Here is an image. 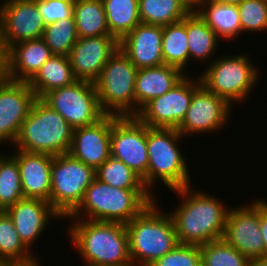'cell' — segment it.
Masks as SVG:
<instances>
[{"label":"cell","instance_id":"1","mask_svg":"<svg viewBox=\"0 0 267 266\" xmlns=\"http://www.w3.org/2000/svg\"><path fill=\"white\" fill-rule=\"evenodd\" d=\"M192 187L172 190L181 199L169 213L179 243L202 245L222 239L230 207L214 195Z\"/></svg>","mask_w":267,"mask_h":266},{"label":"cell","instance_id":"2","mask_svg":"<svg viewBox=\"0 0 267 266\" xmlns=\"http://www.w3.org/2000/svg\"><path fill=\"white\" fill-rule=\"evenodd\" d=\"M71 220L67 236L86 266H133L124 223Z\"/></svg>","mask_w":267,"mask_h":266},{"label":"cell","instance_id":"3","mask_svg":"<svg viewBox=\"0 0 267 266\" xmlns=\"http://www.w3.org/2000/svg\"><path fill=\"white\" fill-rule=\"evenodd\" d=\"M156 196L148 189L112 187L95 177L86 189L82 202L64 220L85 219L126 224L153 203Z\"/></svg>","mask_w":267,"mask_h":266},{"label":"cell","instance_id":"4","mask_svg":"<svg viewBox=\"0 0 267 266\" xmlns=\"http://www.w3.org/2000/svg\"><path fill=\"white\" fill-rule=\"evenodd\" d=\"M156 202L125 224L133 266H149L179 244L171 216Z\"/></svg>","mask_w":267,"mask_h":266},{"label":"cell","instance_id":"5","mask_svg":"<svg viewBox=\"0 0 267 266\" xmlns=\"http://www.w3.org/2000/svg\"><path fill=\"white\" fill-rule=\"evenodd\" d=\"M181 133L174 128H151L147 126V189L152 195L158 180L172 190L191 185V175L179 142ZM157 181V182H156Z\"/></svg>","mask_w":267,"mask_h":266},{"label":"cell","instance_id":"6","mask_svg":"<svg viewBox=\"0 0 267 266\" xmlns=\"http://www.w3.org/2000/svg\"><path fill=\"white\" fill-rule=\"evenodd\" d=\"M73 128L41 98H36L14 143L16 150L57 156L69 153Z\"/></svg>","mask_w":267,"mask_h":266},{"label":"cell","instance_id":"7","mask_svg":"<svg viewBox=\"0 0 267 266\" xmlns=\"http://www.w3.org/2000/svg\"><path fill=\"white\" fill-rule=\"evenodd\" d=\"M208 65L199 75L201 83L231 106L250 98L259 82L260 70L246 54L216 57Z\"/></svg>","mask_w":267,"mask_h":266},{"label":"cell","instance_id":"8","mask_svg":"<svg viewBox=\"0 0 267 266\" xmlns=\"http://www.w3.org/2000/svg\"><path fill=\"white\" fill-rule=\"evenodd\" d=\"M138 69L119 49L110 57L94 82L105 114L135 116V81Z\"/></svg>","mask_w":267,"mask_h":266},{"label":"cell","instance_id":"9","mask_svg":"<svg viewBox=\"0 0 267 266\" xmlns=\"http://www.w3.org/2000/svg\"><path fill=\"white\" fill-rule=\"evenodd\" d=\"M95 170L70 153L53 157L50 204L63 217H68L82 202L86 189L95 178Z\"/></svg>","mask_w":267,"mask_h":266},{"label":"cell","instance_id":"10","mask_svg":"<svg viewBox=\"0 0 267 266\" xmlns=\"http://www.w3.org/2000/svg\"><path fill=\"white\" fill-rule=\"evenodd\" d=\"M41 99L73 129L94 124L105 115L100 108L95 85L89 81L76 80L68 86L51 90Z\"/></svg>","mask_w":267,"mask_h":266},{"label":"cell","instance_id":"11","mask_svg":"<svg viewBox=\"0 0 267 266\" xmlns=\"http://www.w3.org/2000/svg\"><path fill=\"white\" fill-rule=\"evenodd\" d=\"M111 157L138 174L147 188V125L136 116L111 115Z\"/></svg>","mask_w":267,"mask_h":266},{"label":"cell","instance_id":"12","mask_svg":"<svg viewBox=\"0 0 267 266\" xmlns=\"http://www.w3.org/2000/svg\"><path fill=\"white\" fill-rule=\"evenodd\" d=\"M201 84L199 75L195 78L186 75L167 93L146 103L135 116L151 128L177 129L186 115L193 93Z\"/></svg>","mask_w":267,"mask_h":266},{"label":"cell","instance_id":"13","mask_svg":"<svg viewBox=\"0 0 267 266\" xmlns=\"http://www.w3.org/2000/svg\"><path fill=\"white\" fill-rule=\"evenodd\" d=\"M45 27L37 0H2L0 3V49L3 54L19 42L42 38Z\"/></svg>","mask_w":267,"mask_h":266},{"label":"cell","instance_id":"14","mask_svg":"<svg viewBox=\"0 0 267 266\" xmlns=\"http://www.w3.org/2000/svg\"><path fill=\"white\" fill-rule=\"evenodd\" d=\"M232 107L201 84L193 93L190 106L177 130L183 139L192 134L216 133L229 122Z\"/></svg>","mask_w":267,"mask_h":266},{"label":"cell","instance_id":"15","mask_svg":"<svg viewBox=\"0 0 267 266\" xmlns=\"http://www.w3.org/2000/svg\"><path fill=\"white\" fill-rule=\"evenodd\" d=\"M222 239L249 260L264 257L260 229V199L229 209Z\"/></svg>","mask_w":267,"mask_h":266},{"label":"cell","instance_id":"16","mask_svg":"<svg viewBox=\"0 0 267 266\" xmlns=\"http://www.w3.org/2000/svg\"><path fill=\"white\" fill-rule=\"evenodd\" d=\"M35 100L28 82L0 78V145L13 147Z\"/></svg>","mask_w":267,"mask_h":266},{"label":"cell","instance_id":"17","mask_svg":"<svg viewBox=\"0 0 267 266\" xmlns=\"http://www.w3.org/2000/svg\"><path fill=\"white\" fill-rule=\"evenodd\" d=\"M117 49L119 41L112 35L78 38L68 55L76 79L94 83Z\"/></svg>","mask_w":267,"mask_h":266},{"label":"cell","instance_id":"18","mask_svg":"<svg viewBox=\"0 0 267 266\" xmlns=\"http://www.w3.org/2000/svg\"><path fill=\"white\" fill-rule=\"evenodd\" d=\"M5 211L12 219L20 240L30 251L49 221L64 219L48 201L40 199L23 198Z\"/></svg>","mask_w":267,"mask_h":266},{"label":"cell","instance_id":"19","mask_svg":"<svg viewBox=\"0 0 267 266\" xmlns=\"http://www.w3.org/2000/svg\"><path fill=\"white\" fill-rule=\"evenodd\" d=\"M110 136L111 115L105 114L94 124L73 129L69 153L96 170L111 156Z\"/></svg>","mask_w":267,"mask_h":266},{"label":"cell","instance_id":"20","mask_svg":"<svg viewBox=\"0 0 267 266\" xmlns=\"http://www.w3.org/2000/svg\"><path fill=\"white\" fill-rule=\"evenodd\" d=\"M163 26L140 23L119 41L120 50L137 69L164 64Z\"/></svg>","mask_w":267,"mask_h":266},{"label":"cell","instance_id":"21","mask_svg":"<svg viewBox=\"0 0 267 266\" xmlns=\"http://www.w3.org/2000/svg\"><path fill=\"white\" fill-rule=\"evenodd\" d=\"M52 55L42 38L19 42L3 54V76L29 82Z\"/></svg>","mask_w":267,"mask_h":266},{"label":"cell","instance_id":"22","mask_svg":"<svg viewBox=\"0 0 267 266\" xmlns=\"http://www.w3.org/2000/svg\"><path fill=\"white\" fill-rule=\"evenodd\" d=\"M24 198L40 199L50 203L51 167L53 155L15 150Z\"/></svg>","mask_w":267,"mask_h":266},{"label":"cell","instance_id":"23","mask_svg":"<svg viewBox=\"0 0 267 266\" xmlns=\"http://www.w3.org/2000/svg\"><path fill=\"white\" fill-rule=\"evenodd\" d=\"M187 71L170 66L160 65L138 69L135 81V115L153 98L162 96L179 83Z\"/></svg>","mask_w":267,"mask_h":266},{"label":"cell","instance_id":"24","mask_svg":"<svg viewBox=\"0 0 267 266\" xmlns=\"http://www.w3.org/2000/svg\"><path fill=\"white\" fill-rule=\"evenodd\" d=\"M194 11L219 39L230 41L237 38L238 35H242L237 5L203 0Z\"/></svg>","mask_w":267,"mask_h":266},{"label":"cell","instance_id":"25","mask_svg":"<svg viewBox=\"0 0 267 266\" xmlns=\"http://www.w3.org/2000/svg\"><path fill=\"white\" fill-rule=\"evenodd\" d=\"M68 56L52 55L28 82L36 98L76 81Z\"/></svg>","mask_w":267,"mask_h":266},{"label":"cell","instance_id":"26","mask_svg":"<svg viewBox=\"0 0 267 266\" xmlns=\"http://www.w3.org/2000/svg\"><path fill=\"white\" fill-rule=\"evenodd\" d=\"M33 253L20 240L7 212L0 210V265H33L39 261Z\"/></svg>","mask_w":267,"mask_h":266},{"label":"cell","instance_id":"27","mask_svg":"<svg viewBox=\"0 0 267 266\" xmlns=\"http://www.w3.org/2000/svg\"><path fill=\"white\" fill-rule=\"evenodd\" d=\"M186 33L189 47L190 61L195 58L201 62H210L214 58L221 40L216 33L199 17L195 11L186 16ZM213 55V58H212Z\"/></svg>","mask_w":267,"mask_h":266},{"label":"cell","instance_id":"28","mask_svg":"<svg viewBox=\"0 0 267 266\" xmlns=\"http://www.w3.org/2000/svg\"><path fill=\"white\" fill-rule=\"evenodd\" d=\"M110 35L120 41L141 23L139 0H102Z\"/></svg>","mask_w":267,"mask_h":266},{"label":"cell","instance_id":"29","mask_svg":"<svg viewBox=\"0 0 267 266\" xmlns=\"http://www.w3.org/2000/svg\"><path fill=\"white\" fill-rule=\"evenodd\" d=\"M73 16L79 38L110 35L102 0H77Z\"/></svg>","mask_w":267,"mask_h":266},{"label":"cell","instance_id":"30","mask_svg":"<svg viewBox=\"0 0 267 266\" xmlns=\"http://www.w3.org/2000/svg\"><path fill=\"white\" fill-rule=\"evenodd\" d=\"M162 54L164 64L177 67L183 72L188 67L190 55L186 33V17L181 21L163 26Z\"/></svg>","mask_w":267,"mask_h":266},{"label":"cell","instance_id":"31","mask_svg":"<svg viewBox=\"0 0 267 266\" xmlns=\"http://www.w3.org/2000/svg\"><path fill=\"white\" fill-rule=\"evenodd\" d=\"M190 12L181 0H139L141 23L166 26L183 20Z\"/></svg>","mask_w":267,"mask_h":266},{"label":"cell","instance_id":"32","mask_svg":"<svg viewBox=\"0 0 267 266\" xmlns=\"http://www.w3.org/2000/svg\"><path fill=\"white\" fill-rule=\"evenodd\" d=\"M17 159L0 152V210H6L23 199Z\"/></svg>","mask_w":267,"mask_h":266},{"label":"cell","instance_id":"33","mask_svg":"<svg viewBox=\"0 0 267 266\" xmlns=\"http://www.w3.org/2000/svg\"><path fill=\"white\" fill-rule=\"evenodd\" d=\"M79 36L74 16L47 24L42 39L53 55L68 56Z\"/></svg>","mask_w":267,"mask_h":266},{"label":"cell","instance_id":"34","mask_svg":"<svg viewBox=\"0 0 267 266\" xmlns=\"http://www.w3.org/2000/svg\"><path fill=\"white\" fill-rule=\"evenodd\" d=\"M100 181L121 189H147L142 178L131 170L124 162L109 157L95 170Z\"/></svg>","mask_w":267,"mask_h":266},{"label":"cell","instance_id":"35","mask_svg":"<svg viewBox=\"0 0 267 266\" xmlns=\"http://www.w3.org/2000/svg\"><path fill=\"white\" fill-rule=\"evenodd\" d=\"M201 266H248L249 259L223 239L200 245Z\"/></svg>","mask_w":267,"mask_h":266},{"label":"cell","instance_id":"36","mask_svg":"<svg viewBox=\"0 0 267 266\" xmlns=\"http://www.w3.org/2000/svg\"><path fill=\"white\" fill-rule=\"evenodd\" d=\"M237 7L242 32L267 31V0H244Z\"/></svg>","mask_w":267,"mask_h":266},{"label":"cell","instance_id":"37","mask_svg":"<svg viewBox=\"0 0 267 266\" xmlns=\"http://www.w3.org/2000/svg\"><path fill=\"white\" fill-rule=\"evenodd\" d=\"M149 266H201L200 245L179 243Z\"/></svg>","mask_w":267,"mask_h":266},{"label":"cell","instance_id":"38","mask_svg":"<svg viewBox=\"0 0 267 266\" xmlns=\"http://www.w3.org/2000/svg\"><path fill=\"white\" fill-rule=\"evenodd\" d=\"M37 6L46 25L73 17L74 3L69 0H37Z\"/></svg>","mask_w":267,"mask_h":266},{"label":"cell","instance_id":"39","mask_svg":"<svg viewBox=\"0 0 267 266\" xmlns=\"http://www.w3.org/2000/svg\"><path fill=\"white\" fill-rule=\"evenodd\" d=\"M260 229L264 242V257L267 258V199H260Z\"/></svg>","mask_w":267,"mask_h":266},{"label":"cell","instance_id":"40","mask_svg":"<svg viewBox=\"0 0 267 266\" xmlns=\"http://www.w3.org/2000/svg\"><path fill=\"white\" fill-rule=\"evenodd\" d=\"M248 266H267V258H253L249 260Z\"/></svg>","mask_w":267,"mask_h":266},{"label":"cell","instance_id":"41","mask_svg":"<svg viewBox=\"0 0 267 266\" xmlns=\"http://www.w3.org/2000/svg\"><path fill=\"white\" fill-rule=\"evenodd\" d=\"M186 4V6L191 10L194 11L203 0H181Z\"/></svg>","mask_w":267,"mask_h":266},{"label":"cell","instance_id":"42","mask_svg":"<svg viewBox=\"0 0 267 266\" xmlns=\"http://www.w3.org/2000/svg\"><path fill=\"white\" fill-rule=\"evenodd\" d=\"M211 1L222 3V4L239 5L244 0H211Z\"/></svg>","mask_w":267,"mask_h":266},{"label":"cell","instance_id":"43","mask_svg":"<svg viewBox=\"0 0 267 266\" xmlns=\"http://www.w3.org/2000/svg\"><path fill=\"white\" fill-rule=\"evenodd\" d=\"M3 76V60H0V78Z\"/></svg>","mask_w":267,"mask_h":266},{"label":"cell","instance_id":"44","mask_svg":"<svg viewBox=\"0 0 267 266\" xmlns=\"http://www.w3.org/2000/svg\"><path fill=\"white\" fill-rule=\"evenodd\" d=\"M40 261H38L37 263L33 264V265H30V266H40ZM9 266H15V265H9Z\"/></svg>","mask_w":267,"mask_h":266},{"label":"cell","instance_id":"45","mask_svg":"<svg viewBox=\"0 0 267 266\" xmlns=\"http://www.w3.org/2000/svg\"><path fill=\"white\" fill-rule=\"evenodd\" d=\"M0 60H3V53L1 51V49H0Z\"/></svg>","mask_w":267,"mask_h":266}]
</instances>
